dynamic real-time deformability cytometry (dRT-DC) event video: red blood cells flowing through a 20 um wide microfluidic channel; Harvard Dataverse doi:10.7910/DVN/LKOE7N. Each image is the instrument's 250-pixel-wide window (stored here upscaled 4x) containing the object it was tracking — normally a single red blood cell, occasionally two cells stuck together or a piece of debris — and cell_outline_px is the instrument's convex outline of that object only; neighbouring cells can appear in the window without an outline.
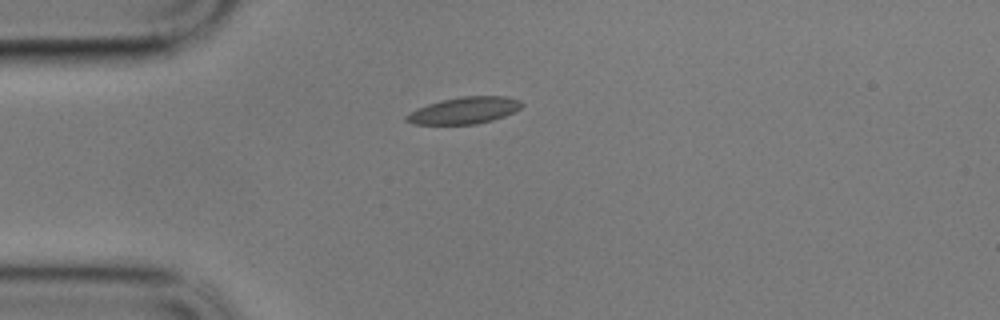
{"species": "common noctule bat (a hibernating species)", "species_latin": "Nyctalus noctula", "temperature_condition": "cold", "stored_images_in_passage": 45, "camera_frame_rate_fps": 3000, "um_per_image_px": 0.085, "animal": {"sex": "male", "body_mass_g": 17.9}, "frame": {"image": 1, "passage_image": 1, "time_ms": 0.0, "image_size_px": [1000, 320], "cell_outline_px": [[524, 104], [520, 108], [504, 116], [492, 120], [476, 124], [412, 124], [404, 120], [404, 116], [416, 108], [440, 100], [460, 96], [508, 96], [520, 100]], "centroid_in_image_um": [39.44, 9.38], "position_along_channel_um": 45.6, "area_um2": 18.09}}
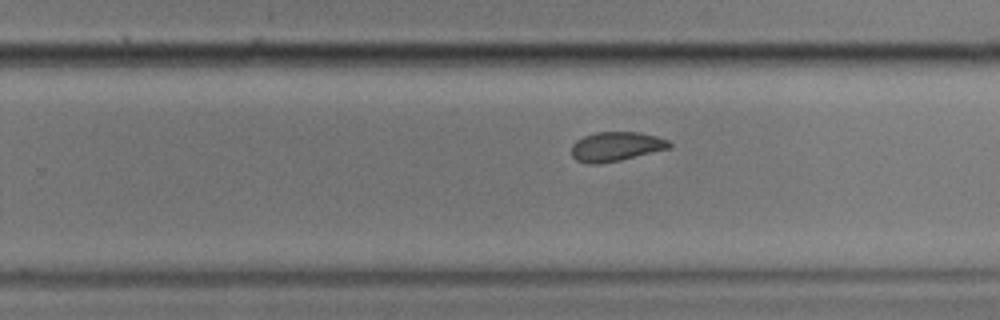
{"frame": {"image": 2, "passage_image": 23, "time_ms": 7.333, "image_size_px": [1000, 320], "cell_outline_px": [[672, 148], [620, 160], [600, 164], [584, 164], [576, 160], [572, 156], [572, 144], [576, 140], [584, 136], [596, 132], [640, 132], [656, 136], [668, 140], [672, 144]], "centroid_in_image_um": [52.36, 12.46], "position_along_channel_um": 277.4, "area_um2": 16.94}}
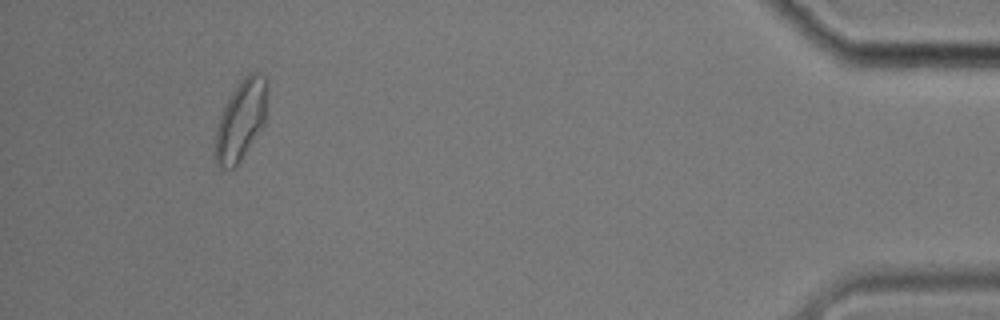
{"frame": {"image": 3, "passage_image": 41, "time_ms": 13.333, "image_size_px": [1000, 320], "cell_outline_px": [[268, 84], [264, 124], [240, 160], [232, 168], [216, 168], [216, 128], [220, 116], [232, 92], [240, 80], [248, 72], [256, 72], [264, 76]], "centroid_in_image_um": [20.49, 10.17], "position_along_channel_um": 414.7, "area_um2": 23.87}, "authors_computed_cell_mechanics": {"area_um2": 18.0914, "velocity_mm_per_s": 3.3829, "shape_relaxation_time_tau1_ms": null, "shape_relaxation_time_tau2_ms": 1.9809, "deformation_change_tau1": null, "deformation_change_tau2": 0.0753}}